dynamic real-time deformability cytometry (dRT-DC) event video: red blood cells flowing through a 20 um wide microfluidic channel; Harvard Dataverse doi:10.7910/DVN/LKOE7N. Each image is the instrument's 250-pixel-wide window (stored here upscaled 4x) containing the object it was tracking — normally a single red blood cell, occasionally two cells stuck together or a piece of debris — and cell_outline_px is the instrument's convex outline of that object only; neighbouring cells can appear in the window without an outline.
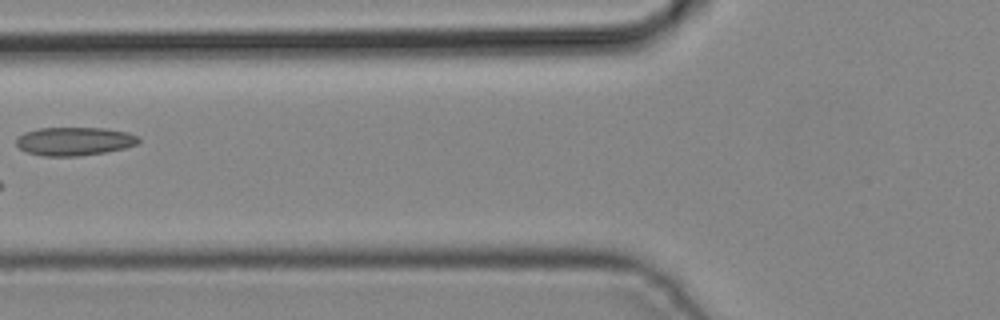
{"species": "common noctule bat (a hibernating species)", "species_latin": "Nyctalus noctula", "temperature_condition": "cold", "stored_images_in_passage": 6, "camera_frame_rate_fps": 3000, "um_per_image_px": 0.085, "animal": {"sex": "male", "body_mass_g": 19.2, "forearm_length_mm": 51.8}, "frame": {"image": 1, "passage_image": 6, "time_ms": 1.667, "image_size_px": [1000, 320], "cell_outline_px": [[140, 140], [136, 144], [124, 148], [104, 152], [76, 156], [44, 156], [28, 152], [20, 148], [16, 144], [16, 140], [24, 132], [40, 128], [104, 128], [128, 132], [140, 136]], "centroid_in_image_um": [6.34, 12.0], "position_along_channel_um": 119.5, "area_um2": 20.11}}